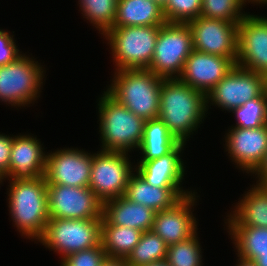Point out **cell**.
<instances>
[{
    "label": "cell",
    "mask_w": 267,
    "mask_h": 266,
    "mask_svg": "<svg viewBox=\"0 0 267 266\" xmlns=\"http://www.w3.org/2000/svg\"><path fill=\"white\" fill-rule=\"evenodd\" d=\"M206 95L178 78L161 84L158 118L180 142L186 141L205 119ZM203 120V121H202Z\"/></svg>",
    "instance_id": "6da1fadb"
},
{
    "label": "cell",
    "mask_w": 267,
    "mask_h": 266,
    "mask_svg": "<svg viewBox=\"0 0 267 266\" xmlns=\"http://www.w3.org/2000/svg\"><path fill=\"white\" fill-rule=\"evenodd\" d=\"M9 212L17 231L38 240L49 220L47 182L44 177L7 179Z\"/></svg>",
    "instance_id": "7a4b0ae2"
},
{
    "label": "cell",
    "mask_w": 267,
    "mask_h": 266,
    "mask_svg": "<svg viewBox=\"0 0 267 266\" xmlns=\"http://www.w3.org/2000/svg\"><path fill=\"white\" fill-rule=\"evenodd\" d=\"M106 92L145 120L159 116L160 91L164 78L149 69L116 70Z\"/></svg>",
    "instance_id": "3957f363"
},
{
    "label": "cell",
    "mask_w": 267,
    "mask_h": 266,
    "mask_svg": "<svg viewBox=\"0 0 267 266\" xmlns=\"http://www.w3.org/2000/svg\"><path fill=\"white\" fill-rule=\"evenodd\" d=\"M103 92L98 99L101 150L128 153L139 149L146 120Z\"/></svg>",
    "instance_id": "277c9868"
},
{
    "label": "cell",
    "mask_w": 267,
    "mask_h": 266,
    "mask_svg": "<svg viewBox=\"0 0 267 266\" xmlns=\"http://www.w3.org/2000/svg\"><path fill=\"white\" fill-rule=\"evenodd\" d=\"M160 26L112 27L108 40L116 70L148 69L154 55Z\"/></svg>",
    "instance_id": "5b68a950"
},
{
    "label": "cell",
    "mask_w": 267,
    "mask_h": 266,
    "mask_svg": "<svg viewBox=\"0 0 267 266\" xmlns=\"http://www.w3.org/2000/svg\"><path fill=\"white\" fill-rule=\"evenodd\" d=\"M101 224L102 218H49L37 241L60 254L63 259L71 253L100 245Z\"/></svg>",
    "instance_id": "8992f818"
},
{
    "label": "cell",
    "mask_w": 267,
    "mask_h": 266,
    "mask_svg": "<svg viewBox=\"0 0 267 266\" xmlns=\"http://www.w3.org/2000/svg\"><path fill=\"white\" fill-rule=\"evenodd\" d=\"M44 68L26 54L0 65V101L17 108L28 107L40 97Z\"/></svg>",
    "instance_id": "52a82bcc"
},
{
    "label": "cell",
    "mask_w": 267,
    "mask_h": 266,
    "mask_svg": "<svg viewBox=\"0 0 267 266\" xmlns=\"http://www.w3.org/2000/svg\"><path fill=\"white\" fill-rule=\"evenodd\" d=\"M192 51V32L188 24L165 22L159 28L154 55L148 69L164 79L179 78Z\"/></svg>",
    "instance_id": "ba28073f"
},
{
    "label": "cell",
    "mask_w": 267,
    "mask_h": 266,
    "mask_svg": "<svg viewBox=\"0 0 267 266\" xmlns=\"http://www.w3.org/2000/svg\"><path fill=\"white\" fill-rule=\"evenodd\" d=\"M128 155L126 152L106 150L93 153L89 188L103 203L124 196L135 169Z\"/></svg>",
    "instance_id": "9c48e42d"
},
{
    "label": "cell",
    "mask_w": 267,
    "mask_h": 266,
    "mask_svg": "<svg viewBox=\"0 0 267 266\" xmlns=\"http://www.w3.org/2000/svg\"><path fill=\"white\" fill-rule=\"evenodd\" d=\"M266 90V76L235 65L217 85L206 94L209 103L231 112Z\"/></svg>",
    "instance_id": "30bf717a"
},
{
    "label": "cell",
    "mask_w": 267,
    "mask_h": 266,
    "mask_svg": "<svg viewBox=\"0 0 267 266\" xmlns=\"http://www.w3.org/2000/svg\"><path fill=\"white\" fill-rule=\"evenodd\" d=\"M49 218H102L103 202L89 187L47 184Z\"/></svg>",
    "instance_id": "8fae6325"
},
{
    "label": "cell",
    "mask_w": 267,
    "mask_h": 266,
    "mask_svg": "<svg viewBox=\"0 0 267 266\" xmlns=\"http://www.w3.org/2000/svg\"><path fill=\"white\" fill-rule=\"evenodd\" d=\"M187 24L192 32L193 50L229 58L236 65L238 24L204 16Z\"/></svg>",
    "instance_id": "7c38bea8"
},
{
    "label": "cell",
    "mask_w": 267,
    "mask_h": 266,
    "mask_svg": "<svg viewBox=\"0 0 267 266\" xmlns=\"http://www.w3.org/2000/svg\"><path fill=\"white\" fill-rule=\"evenodd\" d=\"M92 156L78 148H64L46 154L44 178L47 184L89 187Z\"/></svg>",
    "instance_id": "4fadbf2b"
},
{
    "label": "cell",
    "mask_w": 267,
    "mask_h": 266,
    "mask_svg": "<svg viewBox=\"0 0 267 266\" xmlns=\"http://www.w3.org/2000/svg\"><path fill=\"white\" fill-rule=\"evenodd\" d=\"M236 65L267 77V17L246 14L238 24Z\"/></svg>",
    "instance_id": "5bb4252c"
},
{
    "label": "cell",
    "mask_w": 267,
    "mask_h": 266,
    "mask_svg": "<svg viewBox=\"0 0 267 266\" xmlns=\"http://www.w3.org/2000/svg\"><path fill=\"white\" fill-rule=\"evenodd\" d=\"M225 135L226 151L237 167L252 173L267 151V124L258 128L231 127Z\"/></svg>",
    "instance_id": "9a60e30c"
},
{
    "label": "cell",
    "mask_w": 267,
    "mask_h": 266,
    "mask_svg": "<svg viewBox=\"0 0 267 266\" xmlns=\"http://www.w3.org/2000/svg\"><path fill=\"white\" fill-rule=\"evenodd\" d=\"M193 192L175 203L171 208L156 212L152 231L170 246L187 240L197 231V221L191 210L198 200Z\"/></svg>",
    "instance_id": "2e32d148"
},
{
    "label": "cell",
    "mask_w": 267,
    "mask_h": 266,
    "mask_svg": "<svg viewBox=\"0 0 267 266\" xmlns=\"http://www.w3.org/2000/svg\"><path fill=\"white\" fill-rule=\"evenodd\" d=\"M234 66L229 58L193 50L178 79L206 95Z\"/></svg>",
    "instance_id": "e0dca14e"
},
{
    "label": "cell",
    "mask_w": 267,
    "mask_h": 266,
    "mask_svg": "<svg viewBox=\"0 0 267 266\" xmlns=\"http://www.w3.org/2000/svg\"><path fill=\"white\" fill-rule=\"evenodd\" d=\"M41 142L28 135L13 137L9 173L5 179L44 177L46 152Z\"/></svg>",
    "instance_id": "ac0fdd59"
},
{
    "label": "cell",
    "mask_w": 267,
    "mask_h": 266,
    "mask_svg": "<svg viewBox=\"0 0 267 266\" xmlns=\"http://www.w3.org/2000/svg\"><path fill=\"white\" fill-rule=\"evenodd\" d=\"M186 143L180 142L170 153L149 161L135 164L137 171L148 184L157 187H182L186 167L181 152Z\"/></svg>",
    "instance_id": "d6986e66"
},
{
    "label": "cell",
    "mask_w": 267,
    "mask_h": 266,
    "mask_svg": "<svg viewBox=\"0 0 267 266\" xmlns=\"http://www.w3.org/2000/svg\"><path fill=\"white\" fill-rule=\"evenodd\" d=\"M136 173V174H135ZM182 187L152 186L135 170L131 174L124 197L131 202L144 205L159 212L171 208L181 198L191 194Z\"/></svg>",
    "instance_id": "ffe728a7"
},
{
    "label": "cell",
    "mask_w": 267,
    "mask_h": 266,
    "mask_svg": "<svg viewBox=\"0 0 267 266\" xmlns=\"http://www.w3.org/2000/svg\"><path fill=\"white\" fill-rule=\"evenodd\" d=\"M156 212L124 196L103 203L102 224L127 226L142 232L152 229Z\"/></svg>",
    "instance_id": "44dd1931"
},
{
    "label": "cell",
    "mask_w": 267,
    "mask_h": 266,
    "mask_svg": "<svg viewBox=\"0 0 267 266\" xmlns=\"http://www.w3.org/2000/svg\"><path fill=\"white\" fill-rule=\"evenodd\" d=\"M163 9L153 0H117L113 27L162 26Z\"/></svg>",
    "instance_id": "7402d4cb"
},
{
    "label": "cell",
    "mask_w": 267,
    "mask_h": 266,
    "mask_svg": "<svg viewBox=\"0 0 267 266\" xmlns=\"http://www.w3.org/2000/svg\"><path fill=\"white\" fill-rule=\"evenodd\" d=\"M226 221L237 257L254 262L259 253L267 251V228L241 226L230 214Z\"/></svg>",
    "instance_id": "603a6c76"
},
{
    "label": "cell",
    "mask_w": 267,
    "mask_h": 266,
    "mask_svg": "<svg viewBox=\"0 0 267 266\" xmlns=\"http://www.w3.org/2000/svg\"><path fill=\"white\" fill-rule=\"evenodd\" d=\"M230 215L241 226L267 228V187L254 184Z\"/></svg>",
    "instance_id": "cb8c5ba5"
},
{
    "label": "cell",
    "mask_w": 267,
    "mask_h": 266,
    "mask_svg": "<svg viewBox=\"0 0 267 266\" xmlns=\"http://www.w3.org/2000/svg\"><path fill=\"white\" fill-rule=\"evenodd\" d=\"M180 141L169 131L167 126L159 119L146 120L143 140L138 149L143 156L140 161H149L170 153Z\"/></svg>",
    "instance_id": "d4e9b609"
},
{
    "label": "cell",
    "mask_w": 267,
    "mask_h": 266,
    "mask_svg": "<svg viewBox=\"0 0 267 266\" xmlns=\"http://www.w3.org/2000/svg\"><path fill=\"white\" fill-rule=\"evenodd\" d=\"M143 232L125 226L101 225V244L107 258L127 259Z\"/></svg>",
    "instance_id": "484cf974"
},
{
    "label": "cell",
    "mask_w": 267,
    "mask_h": 266,
    "mask_svg": "<svg viewBox=\"0 0 267 266\" xmlns=\"http://www.w3.org/2000/svg\"><path fill=\"white\" fill-rule=\"evenodd\" d=\"M168 245L152 230L144 231L126 262L129 266H143L166 259Z\"/></svg>",
    "instance_id": "4316f807"
},
{
    "label": "cell",
    "mask_w": 267,
    "mask_h": 266,
    "mask_svg": "<svg viewBox=\"0 0 267 266\" xmlns=\"http://www.w3.org/2000/svg\"><path fill=\"white\" fill-rule=\"evenodd\" d=\"M83 18L104 35L113 27L116 16L117 0H79Z\"/></svg>",
    "instance_id": "83f0119b"
},
{
    "label": "cell",
    "mask_w": 267,
    "mask_h": 266,
    "mask_svg": "<svg viewBox=\"0 0 267 266\" xmlns=\"http://www.w3.org/2000/svg\"><path fill=\"white\" fill-rule=\"evenodd\" d=\"M239 128H258L267 124V89L254 99L248 100L231 111Z\"/></svg>",
    "instance_id": "f1b7e54d"
},
{
    "label": "cell",
    "mask_w": 267,
    "mask_h": 266,
    "mask_svg": "<svg viewBox=\"0 0 267 266\" xmlns=\"http://www.w3.org/2000/svg\"><path fill=\"white\" fill-rule=\"evenodd\" d=\"M197 232L190 238L168 246L165 261L170 266H202V247Z\"/></svg>",
    "instance_id": "f546056e"
},
{
    "label": "cell",
    "mask_w": 267,
    "mask_h": 266,
    "mask_svg": "<svg viewBox=\"0 0 267 266\" xmlns=\"http://www.w3.org/2000/svg\"><path fill=\"white\" fill-rule=\"evenodd\" d=\"M247 2L252 3L251 0H202L200 16L239 24L247 14L242 12Z\"/></svg>",
    "instance_id": "4dcf8cb0"
},
{
    "label": "cell",
    "mask_w": 267,
    "mask_h": 266,
    "mask_svg": "<svg viewBox=\"0 0 267 266\" xmlns=\"http://www.w3.org/2000/svg\"><path fill=\"white\" fill-rule=\"evenodd\" d=\"M202 0H167L163 9L166 22L187 23L201 14Z\"/></svg>",
    "instance_id": "1f68e13d"
},
{
    "label": "cell",
    "mask_w": 267,
    "mask_h": 266,
    "mask_svg": "<svg viewBox=\"0 0 267 266\" xmlns=\"http://www.w3.org/2000/svg\"><path fill=\"white\" fill-rule=\"evenodd\" d=\"M107 256L102 244L71 253L61 259L60 266H101Z\"/></svg>",
    "instance_id": "d6a6232c"
},
{
    "label": "cell",
    "mask_w": 267,
    "mask_h": 266,
    "mask_svg": "<svg viewBox=\"0 0 267 266\" xmlns=\"http://www.w3.org/2000/svg\"><path fill=\"white\" fill-rule=\"evenodd\" d=\"M14 35L0 29V65L14 61L22 52L16 46Z\"/></svg>",
    "instance_id": "836d02e7"
},
{
    "label": "cell",
    "mask_w": 267,
    "mask_h": 266,
    "mask_svg": "<svg viewBox=\"0 0 267 266\" xmlns=\"http://www.w3.org/2000/svg\"><path fill=\"white\" fill-rule=\"evenodd\" d=\"M13 136L0 134V175L4 178L9 173Z\"/></svg>",
    "instance_id": "e575fe53"
},
{
    "label": "cell",
    "mask_w": 267,
    "mask_h": 266,
    "mask_svg": "<svg viewBox=\"0 0 267 266\" xmlns=\"http://www.w3.org/2000/svg\"><path fill=\"white\" fill-rule=\"evenodd\" d=\"M252 174H255V176L257 175V185L267 187V151L264 155L262 162L251 173V175Z\"/></svg>",
    "instance_id": "d590c367"
},
{
    "label": "cell",
    "mask_w": 267,
    "mask_h": 266,
    "mask_svg": "<svg viewBox=\"0 0 267 266\" xmlns=\"http://www.w3.org/2000/svg\"><path fill=\"white\" fill-rule=\"evenodd\" d=\"M101 266H129L125 259L106 258Z\"/></svg>",
    "instance_id": "8d00e7d4"
},
{
    "label": "cell",
    "mask_w": 267,
    "mask_h": 266,
    "mask_svg": "<svg viewBox=\"0 0 267 266\" xmlns=\"http://www.w3.org/2000/svg\"><path fill=\"white\" fill-rule=\"evenodd\" d=\"M256 266H267V251L259 253V257L254 261Z\"/></svg>",
    "instance_id": "74e56055"
},
{
    "label": "cell",
    "mask_w": 267,
    "mask_h": 266,
    "mask_svg": "<svg viewBox=\"0 0 267 266\" xmlns=\"http://www.w3.org/2000/svg\"><path fill=\"white\" fill-rule=\"evenodd\" d=\"M238 263L235 266H256V264L253 261H248L242 258H238Z\"/></svg>",
    "instance_id": "f35d334b"
},
{
    "label": "cell",
    "mask_w": 267,
    "mask_h": 266,
    "mask_svg": "<svg viewBox=\"0 0 267 266\" xmlns=\"http://www.w3.org/2000/svg\"><path fill=\"white\" fill-rule=\"evenodd\" d=\"M143 266H170V265L164 260V261L152 262L150 264L143 265Z\"/></svg>",
    "instance_id": "ab89813d"
},
{
    "label": "cell",
    "mask_w": 267,
    "mask_h": 266,
    "mask_svg": "<svg viewBox=\"0 0 267 266\" xmlns=\"http://www.w3.org/2000/svg\"><path fill=\"white\" fill-rule=\"evenodd\" d=\"M156 2L158 5H160L162 8L165 6L167 0H153Z\"/></svg>",
    "instance_id": "60d3db41"
},
{
    "label": "cell",
    "mask_w": 267,
    "mask_h": 266,
    "mask_svg": "<svg viewBox=\"0 0 267 266\" xmlns=\"http://www.w3.org/2000/svg\"><path fill=\"white\" fill-rule=\"evenodd\" d=\"M252 4L256 3V4H267V0H251Z\"/></svg>",
    "instance_id": "b9f144b4"
},
{
    "label": "cell",
    "mask_w": 267,
    "mask_h": 266,
    "mask_svg": "<svg viewBox=\"0 0 267 266\" xmlns=\"http://www.w3.org/2000/svg\"><path fill=\"white\" fill-rule=\"evenodd\" d=\"M4 178L0 175V184L3 183Z\"/></svg>",
    "instance_id": "7bdbcfd3"
}]
</instances>
